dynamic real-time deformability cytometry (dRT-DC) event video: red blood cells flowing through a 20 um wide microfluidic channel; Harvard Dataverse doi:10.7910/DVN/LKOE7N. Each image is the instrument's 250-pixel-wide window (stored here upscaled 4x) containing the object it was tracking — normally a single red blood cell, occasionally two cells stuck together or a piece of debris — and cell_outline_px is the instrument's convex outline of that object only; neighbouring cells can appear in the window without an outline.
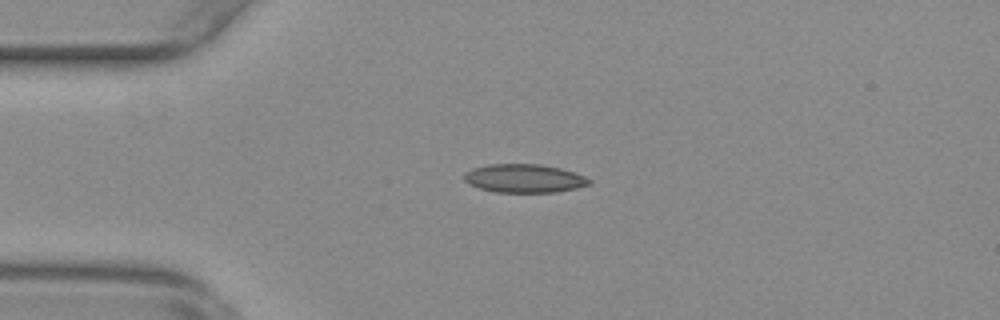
{"species": "common noctule bat (a hibernating species)", "species_latin": "Nyctalus noctula", "temperature_condition": "warm", "stored_images_in_passage": 43, "camera_frame_rate_fps": 3000, "um_per_image_px": 0.085, "animal": {"sex": "female", "body_mass_g": 29.2, "forearm_length_mm": 56.3}, "frame": {"image": 1, "passage_image": 1, "time_ms": 0.0, "image_size_px": [1000, 320], "cell_outline_px": [[592, 184], [576, 188], [556, 192], [496, 192], [480, 188], [468, 184], [464, 180], [464, 176], [472, 168], [488, 164], [540, 164], [560, 168], [584, 176], [592, 180]], "centroid_in_image_um": [44.57, 15.16], "position_along_channel_um": 40.4, "area_um2": 20.69}}
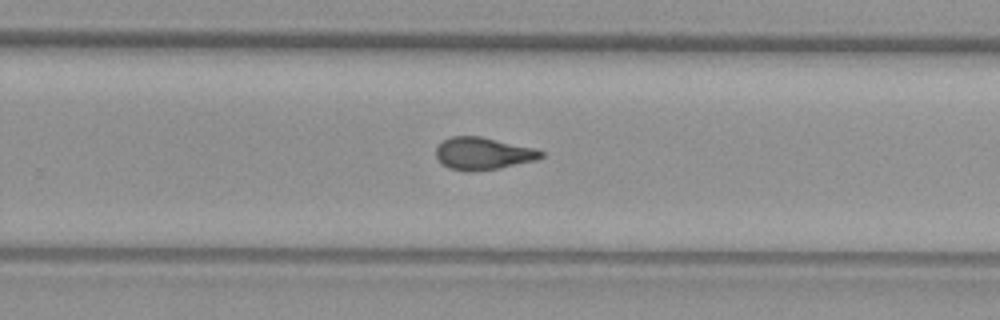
{"frame": {"image": 2, "passage_image": 23, "time_ms": 7.333, "image_size_px": [1000, 320], "cell_outline_px": [[544, 156], [536, 160], [500, 168], [476, 172], [468, 172], [448, 168], [436, 156], [436, 148], [444, 140], [452, 136], [480, 136], [536, 148], [544, 152]], "centroid_in_image_um": [41.09, 13.06], "position_along_channel_um": 288.7, "area_um2": 19.88}}
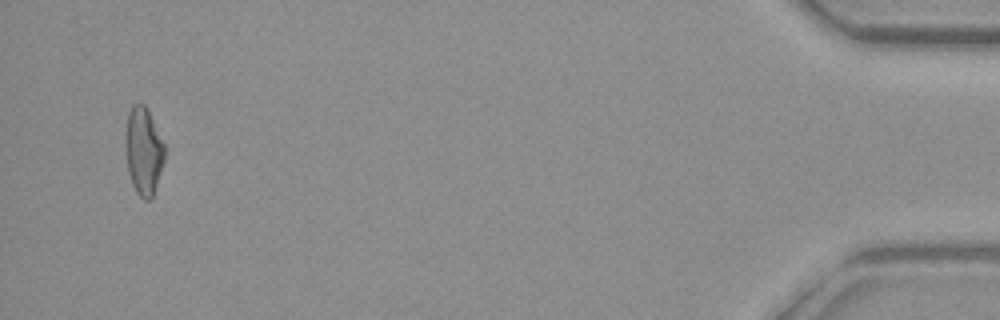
{"frame": {"image": 3, "passage_image": 41, "time_ms": 13.333, "image_size_px": [1000, 320], "cell_outline_px": [[164, 160], [152, 200], [144, 200], [136, 192], [132, 184], [128, 172], [128, 112], [132, 104], [144, 104], [164, 144]], "centroid_in_image_um": [12.24, 12.91], "position_along_channel_um": 423.0, "area_um2": 19.02}, "authors_computed_cell_mechanics": {"area_um2": 19.941, "velocity_mm_per_s": 3.7407, "shape_relaxation_time_tau1_ms": null, "shape_relaxation_time_tau2_ms": 1.9676, "deformation_change_tau1": null, "deformation_change_tau2": 0.0795}}